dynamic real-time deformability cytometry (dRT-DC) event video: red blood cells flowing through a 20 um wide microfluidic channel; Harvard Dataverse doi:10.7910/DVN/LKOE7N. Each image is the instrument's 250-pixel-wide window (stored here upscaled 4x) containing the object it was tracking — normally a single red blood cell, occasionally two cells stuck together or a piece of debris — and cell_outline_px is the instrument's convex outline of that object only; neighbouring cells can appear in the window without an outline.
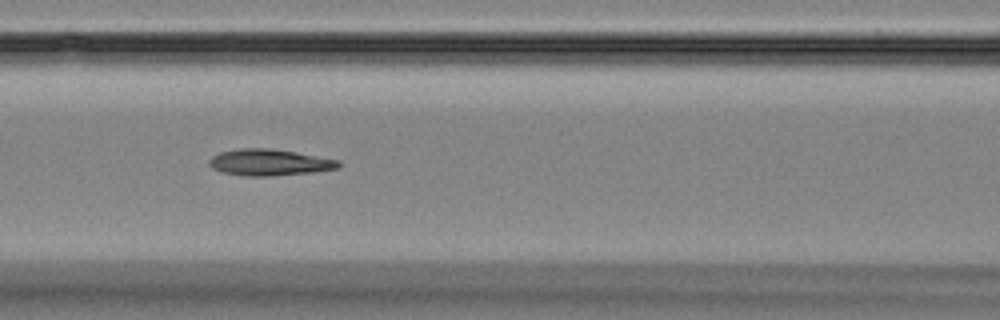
{"species": "Egyptian fruit bat (a non-hibernating species)", "species_latin": "Rousettus aegyptiacus", "temperature_condition": "room temperature", "stored_images_in_passage": 10, "camera_frame_rate_fps": 3000, "um_per_image_px": 0.085, "animal": {"sex": "female"}, "frame": {"image": 1, "passage_image": 6, "time_ms": 6.333, "image_size_px": [1000, 320], "cell_outline_px": [[340, 168], [312, 172], [272, 176], [244, 176], [224, 172], [212, 168], [208, 164], [208, 160], [212, 156], [220, 152], [240, 148], [272, 148], [296, 152], [340, 160]], "centroid_in_image_um": [22.9, 13.8], "position_along_channel_um": 143.7, "area_um2": 20.0}}
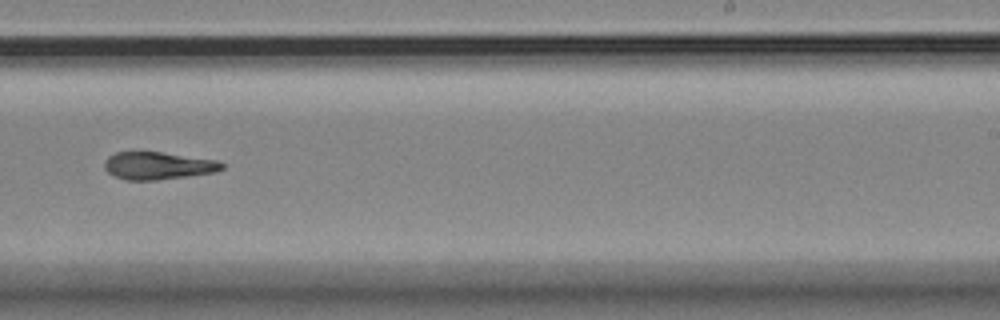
{"frame": {"image": 2, "passage_image": 9, "time_ms": 10.0, "image_size_px": [1000, 320], "cell_outline_px": [[224, 168], [216, 172], [156, 180], [124, 180], [108, 172], [104, 168], [104, 160], [108, 156], [116, 152], [160, 152], [216, 160], [224, 164]], "centroid_in_image_um": [13.4, 14.08], "position_along_channel_um": 275.6, "area_um2": 18.73}}
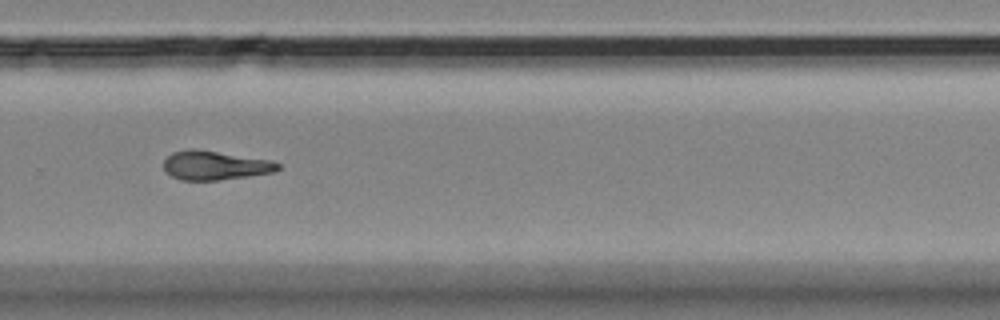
{"frame": {"image": 3, "passage_image": 10, "time_ms": 11.0, "image_size_px": [1000, 320], "cell_outline_px": [[280, 168], [272, 172], [248, 176], [220, 180], [180, 180], [164, 172], [164, 160], [172, 152], [192, 148], [196, 148], [272, 160], [280, 164]], "centroid_in_image_um": [18.25, 14.05], "position_along_channel_um": 311.5, "area_um2": 19.48}}